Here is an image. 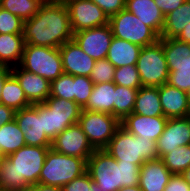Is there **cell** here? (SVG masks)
Masks as SVG:
<instances>
[{"label": "cell", "mask_w": 190, "mask_h": 191, "mask_svg": "<svg viewBox=\"0 0 190 191\" xmlns=\"http://www.w3.org/2000/svg\"><path fill=\"white\" fill-rule=\"evenodd\" d=\"M172 175L161 158L146 161L140 169L139 186L142 191H164Z\"/></svg>", "instance_id": "20"}, {"label": "cell", "mask_w": 190, "mask_h": 191, "mask_svg": "<svg viewBox=\"0 0 190 191\" xmlns=\"http://www.w3.org/2000/svg\"><path fill=\"white\" fill-rule=\"evenodd\" d=\"M117 191H142L139 185L127 186L118 189Z\"/></svg>", "instance_id": "47"}, {"label": "cell", "mask_w": 190, "mask_h": 191, "mask_svg": "<svg viewBox=\"0 0 190 191\" xmlns=\"http://www.w3.org/2000/svg\"><path fill=\"white\" fill-rule=\"evenodd\" d=\"M125 9L138 17L144 25L150 27L159 37L165 22V16L154 0H126Z\"/></svg>", "instance_id": "21"}, {"label": "cell", "mask_w": 190, "mask_h": 191, "mask_svg": "<svg viewBox=\"0 0 190 191\" xmlns=\"http://www.w3.org/2000/svg\"><path fill=\"white\" fill-rule=\"evenodd\" d=\"M44 2L45 0H0V7L24 22L32 18Z\"/></svg>", "instance_id": "30"}, {"label": "cell", "mask_w": 190, "mask_h": 191, "mask_svg": "<svg viewBox=\"0 0 190 191\" xmlns=\"http://www.w3.org/2000/svg\"><path fill=\"white\" fill-rule=\"evenodd\" d=\"M109 25L114 37L144 47L156 43L159 36L148 26L144 25L126 9L109 17Z\"/></svg>", "instance_id": "9"}, {"label": "cell", "mask_w": 190, "mask_h": 191, "mask_svg": "<svg viewBox=\"0 0 190 191\" xmlns=\"http://www.w3.org/2000/svg\"><path fill=\"white\" fill-rule=\"evenodd\" d=\"M138 89L115 84L114 116L122 121L133 112Z\"/></svg>", "instance_id": "29"}, {"label": "cell", "mask_w": 190, "mask_h": 191, "mask_svg": "<svg viewBox=\"0 0 190 191\" xmlns=\"http://www.w3.org/2000/svg\"><path fill=\"white\" fill-rule=\"evenodd\" d=\"M21 191H34V190L29 186V187H27V188H25V189H23Z\"/></svg>", "instance_id": "52"}, {"label": "cell", "mask_w": 190, "mask_h": 191, "mask_svg": "<svg viewBox=\"0 0 190 191\" xmlns=\"http://www.w3.org/2000/svg\"><path fill=\"white\" fill-rule=\"evenodd\" d=\"M14 119L24 133L26 145L51 147L52 141L43 130L42 115L32 105L15 111Z\"/></svg>", "instance_id": "14"}, {"label": "cell", "mask_w": 190, "mask_h": 191, "mask_svg": "<svg viewBox=\"0 0 190 191\" xmlns=\"http://www.w3.org/2000/svg\"><path fill=\"white\" fill-rule=\"evenodd\" d=\"M87 170V161L50 148L39 175V183L62 188Z\"/></svg>", "instance_id": "6"}, {"label": "cell", "mask_w": 190, "mask_h": 191, "mask_svg": "<svg viewBox=\"0 0 190 191\" xmlns=\"http://www.w3.org/2000/svg\"><path fill=\"white\" fill-rule=\"evenodd\" d=\"M94 83L90 77L74 76V101L83 109L91 95Z\"/></svg>", "instance_id": "36"}, {"label": "cell", "mask_w": 190, "mask_h": 191, "mask_svg": "<svg viewBox=\"0 0 190 191\" xmlns=\"http://www.w3.org/2000/svg\"><path fill=\"white\" fill-rule=\"evenodd\" d=\"M113 82L114 84L134 89L142 87L136 65L117 67L115 69Z\"/></svg>", "instance_id": "34"}, {"label": "cell", "mask_w": 190, "mask_h": 191, "mask_svg": "<svg viewBox=\"0 0 190 191\" xmlns=\"http://www.w3.org/2000/svg\"><path fill=\"white\" fill-rule=\"evenodd\" d=\"M156 143L159 158L177 147L190 145V116L168 119Z\"/></svg>", "instance_id": "15"}, {"label": "cell", "mask_w": 190, "mask_h": 191, "mask_svg": "<svg viewBox=\"0 0 190 191\" xmlns=\"http://www.w3.org/2000/svg\"><path fill=\"white\" fill-rule=\"evenodd\" d=\"M143 87H160L167 83L169 69L162 47V38L141 48L136 63Z\"/></svg>", "instance_id": "8"}, {"label": "cell", "mask_w": 190, "mask_h": 191, "mask_svg": "<svg viewBox=\"0 0 190 191\" xmlns=\"http://www.w3.org/2000/svg\"><path fill=\"white\" fill-rule=\"evenodd\" d=\"M114 82L94 84L87 105L83 110L104 112L114 116Z\"/></svg>", "instance_id": "23"}, {"label": "cell", "mask_w": 190, "mask_h": 191, "mask_svg": "<svg viewBox=\"0 0 190 191\" xmlns=\"http://www.w3.org/2000/svg\"><path fill=\"white\" fill-rule=\"evenodd\" d=\"M96 3L108 17L125 9L126 0H91Z\"/></svg>", "instance_id": "40"}, {"label": "cell", "mask_w": 190, "mask_h": 191, "mask_svg": "<svg viewBox=\"0 0 190 191\" xmlns=\"http://www.w3.org/2000/svg\"><path fill=\"white\" fill-rule=\"evenodd\" d=\"M167 121L165 116L150 117L131 113L121 121V126L135 136L157 141L163 133Z\"/></svg>", "instance_id": "17"}, {"label": "cell", "mask_w": 190, "mask_h": 191, "mask_svg": "<svg viewBox=\"0 0 190 191\" xmlns=\"http://www.w3.org/2000/svg\"><path fill=\"white\" fill-rule=\"evenodd\" d=\"M141 166L114 159L106 150L95 149L87 160V172L104 191L139 185Z\"/></svg>", "instance_id": "3"}, {"label": "cell", "mask_w": 190, "mask_h": 191, "mask_svg": "<svg viewBox=\"0 0 190 191\" xmlns=\"http://www.w3.org/2000/svg\"><path fill=\"white\" fill-rule=\"evenodd\" d=\"M23 21L0 7V34H23Z\"/></svg>", "instance_id": "38"}, {"label": "cell", "mask_w": 190, "mask_h": 191, "mask_svg": "<svg viewBox=\"0 0 190 191\" xmlns=\"http://www.w3.org/2000/svg\"><path fill=\"white\" fill-rule=\"evenodd\" d=\"M0 103L12 108L14 111H18L32 105L28 101L19 81L13 74L6 79L3 85Z\"/></svg>", "instance_id": "27"}, {"label": "cell", "mask_w": 190, "mask_h": 191, "mask_svg": "<svg viewBox=\"0 0 190 191\" xmlns=\"http://www.w3.org/2000/svg\"><path fill=\"white\" fill-rule=\"evenodd\" d=\"M185 181L190 185V166L181 174Z\"/></svg>", "instance_id": "48"}, {"label": "cell", "mask_w": 190, "mask_h": 191, "mask_svg": "<svg viewBox=\"0 0 190 191\" xmlns=\"http://www.w3.org/2000/svg\"><path fill=\"white\" fill-rule=\"evenodd\" d=\"M78 124L94 149H104L121 126V121L108 113L82 109Z\"/></svg>", "instance_id": "10"}, {"label": "cell", "mask_w": 190, "mask_h": 191, "mask_svg": "<svg viewBox=\"0 0 190 191\" xmlns=\"http://www.w3.org/2000/svg\"><path fill=\"white\" fill-rule=\"evenodd\" d=\"M59 50L64 73L86 77L91 75L96 61L82 51L73 39L60 46Z\"/></svg>", "instance_id": "16"}, {"label": "cell", "mask_w": 190, "mask_h": 191, "mask_svg": "<svg viewBox=\"0 0 190 191\" xmlns=\"http://www.w3.org/2000/svg\"><path fill=\"white\" fill-rule=\"evenodd\" d=\"M5 158H6V156L0 151V169L2 167V164H3Z\"/></svg>", "instance_id": "50"}, {"label": "cell", "mask_w": 190, "mask_h": 191, "mask_svg": "<svg viewBox=\"0 0 190 191\" xmlns=\"http://www.w3.org/2000/svg\"><path fill=\"white\" fill-rule=\"evenodd\" d=\"M12 74L11 67L0 64V98L2 95V88L6 79Z\"/></svg>", "instance_id": "44"}, {"label": "cell", "mask_w": 190, "mask_h": 191, "mask_svg": "<svg viewBox=\"0 0 190 191\" xmlns=\"http://www.w3.org/2000/svg\"><path fill=\"white\" fill-rule=\"evenodd\" d=\"M132 113L150 117L164 116L158 87H140Z\"/></svg>", "instance_id": "25"}, {"label": "cell", "mask_w": 190, "mask_h": 191, "mask_svg": "<svg viewBox=\"0 0 190 191\" xmlns=\"http://www.w3.org/2000/svg\"><path fill=\"white\" fill-rule=\"evenodd\" d=\"M90 190H91V191H104V190L101 189L95 182H92V183H91Z\"/></svg>", "instance_id": "49"}, {"label": "cell", "mask_w": 190, "mask_h": 191, "mask_svg": "<svg viewBox=\"0 0 190 191\" xmlns=\"http://www.w3.org/2000/svg\"><path fill=\"white\" fill-rule=\"evenodd\" d=\"M19 66L28 72L42 76L50 83L64 73L59 48L25 44Z\"/></svg>", "instance_id": "7"}, {"label": "cell", "mask_w": 190, "mask_h": 191, "mask_svg": "<svg viewBox=\"0 0 190 191\" xmlns=\"http://www.w3.org/2000/svg\"><path fill=\"white\" fill-rule=\"evenodd\" d=\"M190 23V0L165 16L160 38H176Z\"/></svg>", "instance_id": "26"}, {"label": "cell", "mask_w": 190, "mask_h": 191, "mask_svg": "<svg viewBox=\"0 0 190 191\" xmlns=\"http://www.w3.org/2000/svg\"><path fill=\"white\" fill-rule=\"evenodd\" d=\"M93 180L86 171L81 176L73 179L62 187V191H91L90 186Z\"/></svg>", "instance_id": "39"}, {"label": "cell", "mask_w": 190, "mask_h": 191, "mask_svg": "<svg viewBox=\"0 0 190 191\" xmlns=\"http://www.w3.org/2000/svg\"><path fill=\"white\" fill-rule=\"evenodd\" d=\"M25 145L24 133L15 119L0 126V151L6 157Z\"/></svg>", "instance_id": "28"}, {"label": "cell", "mask_w": 190, "mask_h": 191, "mask_svg": "<svg viewBox=\"0 0 190 191\" xmlns=\"http://www.w3.org/2000/svg\"><path fill=\"white\" fill-rule=\"evenodd\" d=\"M163 114L167 119L190 116L186 92L165 83L158 87Z\"/></svg>", "instance_id": "19"}, {"label": "cell", "mask_w": 190, "mask_h": 191, "mask_svg": "<svg viewBox=\"0 0 190 191\" xmlns=\"http://www.w3.org/2000/svg\"><path fill=\"white\" fill-rule=\"evenodd\" d=\"M190 185L181 174H173L164 191H189Z\"/></svg>", "instance_id": "41"}, {"label": "cell", "mask_w": 190, "mask_h": 191, "mask_svg": "<svg viewBox=\"0 0 190 191\" xmlns=\"http://www.w3.org/2000/svg\"><path fill=\"white\" fill-rule=\"evenodd\" d=\"M186 0H154L164 16L180 7Z\"/></svg>", "instance_id": "42"}, {"label": "cell", "mask_w": 190, "mask_h": 191, "mask_svg": "<svg viewBox=\"0 0 190 191\" xmlns=\"http://www.w3.org/2000/svg\"><path fill=\"white\" fill-rule=\"evenodd\" d=\"M141 48V46L113 36L106 59L115 68L136 65Z\"/></svg>", "instance_id": "22"}, {"label": "cell", "mask_w": 190, "mask_h": 191, "mask_svg": "<svg viewBox=\"0 0 190 191\" xmlns=\"http://www.w3.org/2000/svg\"><path fill=\"white\" fill-rule=\"evenodd\" d=\"M34 191H62V188L56 186L44 185L37 183L30 186Z\"/></svg>", "instance_id": "45"}, {"label": "cell", "mask_w": 190, "mask_h": 191, "mask_svg": "<svg viewBox=\"0 0 190 191\" xmlns=\"http://www.w3.org/2000/svg\"><path fill=\"white\" fill-rule=\"evenodd\" d=\"M32 106L42 115L43 130L51 141L66 128L78 123L82 111L75 101L51 96L44 103Z\"/></svg>", "instance_id": "5"}, {"label": "cell", "mask_w": 190, "mask_h": 191, "mask_svg": "<svg viewBox=\"0 0 190 191\" xmlns=\"http://www.w3.org/2000/svg\"><path fill=\"white\" fill-rule=\"evenodd\" d=\"M114 159L138 166L146 161L159 158L156 141L144 139L120 126L104 148Z\"/></svg>", "instance_id": "4"}, {"label": "cell", "mask_w": 190, "mask_h": 191, "mask_svg": "<svg viewBox=\"0 0 190 191\" xmlns=\"http://www.w3.org/2000/svg\"><path fill=\"white\" fill-rule=\"evenodd\" d=\"M169 69L167 83L186 92L190 87V62L167 63Z\"/></svg>", "instance_id": "33"}, {"label": "cell", "mask_w": 190, "mask_h": 191, "mask_svg": "<svg viewBox=\"0 0 190 191\" xmlns=\"http://www.w3.org/2000/svg\"><path fill=\"white\" fill-rule=\"evenodd\" d=\"M112 39L113 34L109 24L73 34V40L77 45L95 61L107 58Z\"/></svg>", "instance_id": "13"}, {"label": "cell", "mask_w": 190, "mask_h": 191, "mask_svg": "<svg viewBox=\"0 0 190 191\" xmlns=\"http://www.w3.org/2000/svg\"><path fill=\"white\" fill-rule=\"evenodd\" d=\"M186 94H187V97H188V101H189V103H190V87H189V89L186 91Z\"/></svg>", "instance_id": "51"}, {"label": "cell", "mask_w": 190, "mask_h": 191, "mask_svg": "<svg viewBox=\"0 0 190 191\" xmlns=\"http://www.w3.org/2000/svg\"><path fill=\"white\" fill-rule=\"evenodd\" d=\"M115 67L105 58L95 62L90 79L94 84L113 82Z\"/></svg>", "instance_id": "37"}, {"label": "cell", "mask_w": 190, "mask_h": 191, "mask_svg": "<svg viewBox=\"0 0 190 191\" xmlns=\"http://www.w3.org/2000/svg\"><path fill=\"white\" fill-rule=\"evenodd\" d=\"M51 148L58 153L76 156L86 161L95 150L78 123L69 126L62 133H59L52 140Z\"/></svg>", "instance_id": "12"}, {"label": "cell", "mask_w": 190, "mask_h": 191, "mask_svg": "<svg viewBox=\"0 0 190 191\" xmlns=\"http://www.w3.org/2000/svg\"><path fill=\"white\" fill-rule=\"evenodd\" d=\"M73 33L109 24L106 13L91 0H65Z\"/></svg>", "instance_id": "11"}, {"label": "cell", "mask_w": 190, "mask_h": 191, "mask_svg": "<svg viewBox=\"0 0 190 191\" xmlns=\"http://www.w3.org/2000/svg\"><path fill=\"white\" fill-rule=\"evenodd\" d=\"M50 148L25 145L7 156L0 169V189L23 190L39 183Z\"/></svg>", "instance_id": "2"}, {"label": "cell", "mask_w": 190, "mask_h": 191, "mask_svg": "<svg viewBox=\"0 0 190 191\" xmlns=\"http://www.w3.org/2000/svg\"><path fill=\"white\" fill-rule=\"evenodd\" d=\"M15 111L0 103V126L11 122L14 119Z\"/></svg>", "instance_id": "43"}, {"label": "cell", "mask_w": 190, "mask_h": 191, "mask_svg": "<svg viewBox=\"0 0 190 191\" xmlns=\"http://www.w3.org/2000/svg\"><path fill=\"white\" fill-rule=\"evenodd\" d=\"M23 34H0V64L19 66L24 50Z\"/></svg>", "instance_id": "24"}, {"label": "cell", "mask_w": 190, "mask_h": 191, "mask_svg": "<svg viewBox=\"0 0 190 191\" xmlns=\"http://www.w3.org/2000/svg\"><path fill=\"white\" fill-rule=\"evenodd\" d=\"M161 159L172 174H182L190 166V145L177 147Z\"/></svg>", "instance_id": "32"}, {"label": "cell", "mask_w": 190, "mask_h": 191, "mask_svg": "<svg viewBox=\"0 0 190 191\" xmlns=\"http://www.w3.org/2000/svg\"><path fill=\"white\" fill-rule=\"evenodd\" d=\"M50 96L74 101V76L63 73L52 81Z\"/></svg>", "instance_id": "35"}, {"label": "cell", "mask_w": 190, "mask_h": 191, "mask_svg": "<svg viewBox=\"0 0 190 191\" xmlns=\"http://www.w3.org/2000/svg\"><path fill=\"white\" fill-rule=\"evenodd\" d=\"M11 72L19 81L28 101L32 105L44 103L50 96L51 83L42 76L28 72L20 66L12 67Z\"/></svg>", "instance_id": "18"}, {"label": "cell", "mask_w": 190, "mask_h": 191, "mask_svg": "<svg viewBox=\"0 0 190 191\" xmlns=\"http://www.w3.org/2000/svg\"><path fill=\"white\" fill-rule=\"evenodd\" d=\"M0 191H21V190H13V189H0Z\"/></svg>", "instance_id": "53"}, {"label": "cell", "mask_w": 190, "mask_h": 191, "mask_svg": "<svg viewBox=\"0 0 190 191\" xmlns=\"http://www.w3.org/2000/svg\"><path fill=\"white\" fill-rule=\"evenodd\" d=\"M68 9L64 2L45 0L39 11L23 23L25 44L59 48L73 39Z\"/></svg>", "instance_id": "1"}, {"label": "cell", "mask_w": 190, "mask_h": 191, "mask_svg": "<svg viewBox=\"0 0 190 191\" xmlns=\"http://www.w3.org/2000/svg\"><path fill=\"white\" fill-rule=\"evenodd\" d=\"M162 47L167 63L190 62V43L176 38H162Z\"/></svg>", "instance_id": "31"}, {"label": "cell", "mask_w": 190, "mask_h": 191, "mask_svg": "<svg viewBox=\"0 0 190 191\" xmlns=\"http://www.w3.org/2000/svg\"><path fill=\"white\" fill-rule=\"evenodd\" d=\"M176 39L184 43H190V23L185 26Z\"/></svg>", "instance_id": "46"}]
</instances>
